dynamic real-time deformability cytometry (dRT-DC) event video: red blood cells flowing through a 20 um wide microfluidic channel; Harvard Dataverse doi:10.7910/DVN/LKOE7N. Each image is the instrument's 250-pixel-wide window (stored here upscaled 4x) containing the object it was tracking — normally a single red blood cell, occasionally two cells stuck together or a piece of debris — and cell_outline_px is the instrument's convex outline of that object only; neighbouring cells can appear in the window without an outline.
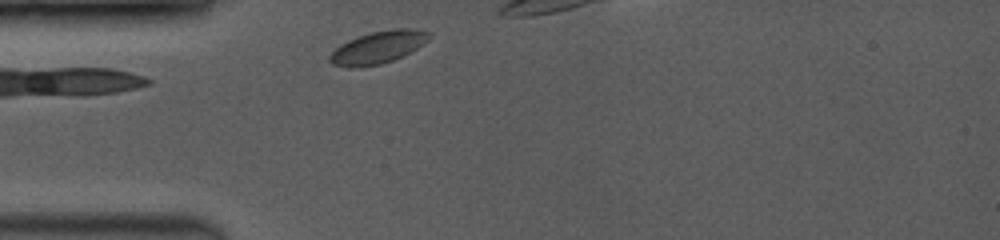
{"species": "common noctule bat (a hibernating species)", "species_latin": "Nyctalus noctula", "temperature_condition": "room temperature", "stored_images_in_passage": 11, "camera_frame_rate_fps": 3500, "um_per_image_px": 0.085, "animal": {"sex": "female", "body_mass_g": 19.0, "forearm_length_mm": 53.3}, "frame": {"image": 1, "passage_image": 2, "time_ms": 0.286, "image_size_px": [1000, 240], "cell_outline_px": [[432, 36], [428, 40], [416, 48], [392, 60], [380, 64], [348, 68], [332, 64], [328, 60], [328, 56], [340, 44], [348, 40], [372, 32], [392, 28], [412, 28], [432, 32]], "centroid_in_image_um": [32.13, 4.01], "position_along_channel_um": 52.9, "area_um2": 18.61}}
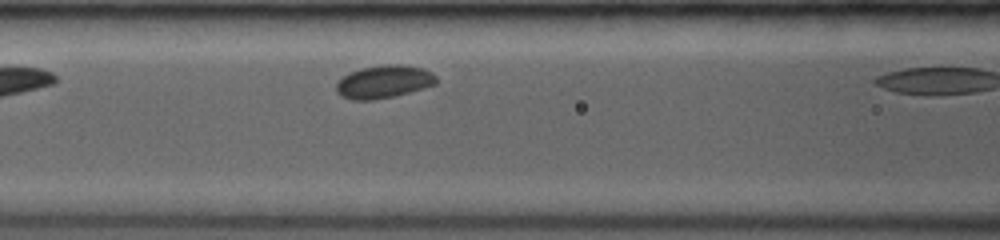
{"frame": {"image": 2, "passage_image": 10, "time_ms": 2.571, "image_size_px": [1000, 240], "cell_outline_px": [[436, 84], [408, 92], [392, 96], [372, 100], [352, 100], [340, 96], [336, 92], [336, 84], [348, 72], [360, 68], [384, 64], [400, 64], [424, 68], [432, 72], [436, 76]], "centroid_in_image_um": [32.6, 6.93], "position_along_channel_um": 134.0, "area_um2": 19.19}}